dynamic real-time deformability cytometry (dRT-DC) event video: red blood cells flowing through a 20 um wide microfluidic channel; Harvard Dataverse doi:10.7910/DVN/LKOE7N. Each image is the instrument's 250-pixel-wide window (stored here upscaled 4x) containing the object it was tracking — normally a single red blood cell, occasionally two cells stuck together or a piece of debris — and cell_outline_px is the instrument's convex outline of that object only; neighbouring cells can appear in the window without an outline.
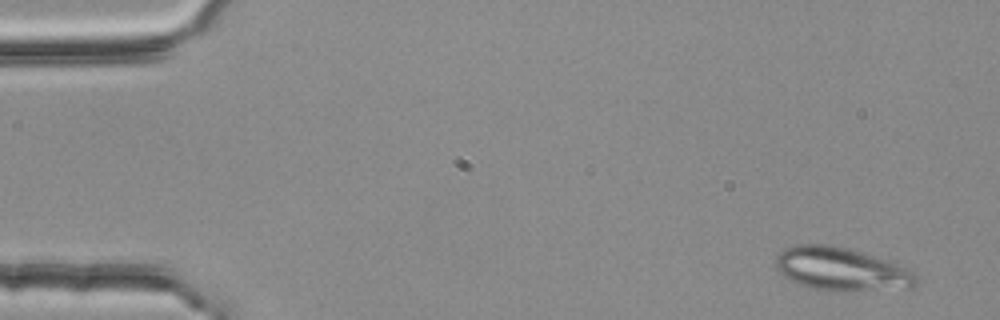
{"species": "common noctule bat (a hibernating species)", "species_latin": "Nyctalus noctula", "temperature_condition": "room temperature", "stored_images_in_passage": 4, "camera_frame_rate_fps": 3000, "um_per_image_px": 0.085, "animal": {"sex": "female", "body_mass_g": 25.1}, "frame": {"image": 1, "passage_image": 1, "time_ms": 0.0, "image_size_px": [1000, 320], "cell_outline_px": [[916, 284], [912, 288], [832, 292], [812, 288], [788, 280], [772, 264], [776, 256], [784, 248], [796, 244], [832, 244], [848, 248], [888, 260], [912, 272], [916, 276]], "centroid_in_image_um": [71.44, 22.88], "position_along_channel_um": 13.6, "area_um2": 35.72}}